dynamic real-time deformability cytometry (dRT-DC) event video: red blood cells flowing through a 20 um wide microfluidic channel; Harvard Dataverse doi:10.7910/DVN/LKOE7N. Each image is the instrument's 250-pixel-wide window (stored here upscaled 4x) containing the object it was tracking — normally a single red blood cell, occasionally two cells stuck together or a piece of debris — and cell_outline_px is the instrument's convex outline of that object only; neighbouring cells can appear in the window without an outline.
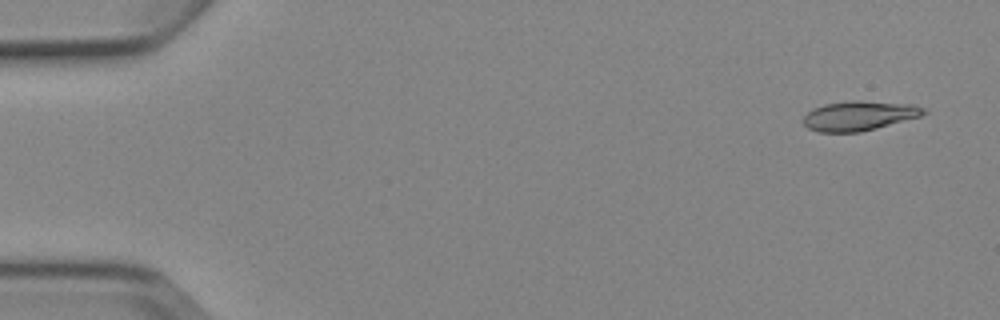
{"species": "Egyptian fruit bat (a non-hibernating species)", "species_latin": "Rousettus aegyptiacus", "temperature_condition": "cold", "stored_images_in_passage": 6, "camera_frame_rate_fps": 3000, "um_per_image_px": 0.085, "animal": {"sex": "female"}, "frame": {"image": 1, "passage_image": 1, "time_ms": 0.0, "image_size_px": [1000, 320], "cell_outline_px": [[928, 112], [920, 116], [876, 128], [860, 132], [820, 132], [808, 128], [804, 124], [804, 116], [812, 108], [824, 104], [852, 100], [860, 100], [912, 104], [928, 108]], "centroid_in_image_um": [73.05, 9.82], "position_along_channel_um": 12.0, "area_um2": 20.81}}
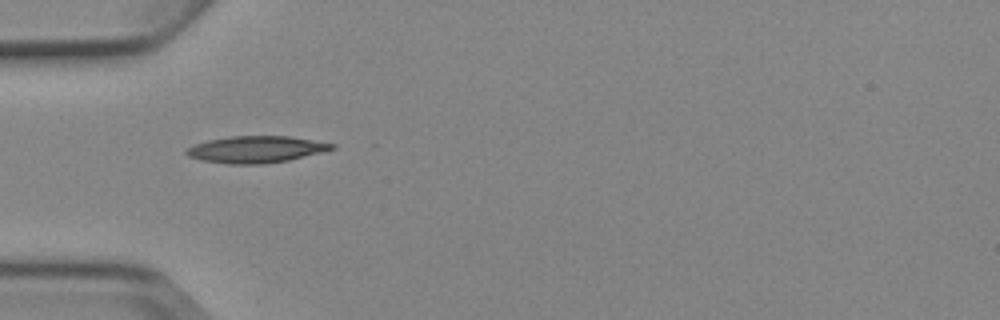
{"frame": {"image": 2, "passage_image": 5, "time_ms": 4.667, "image_size_px": [1000, 320], "cell_outline_px": [[336, 148], [288, 160], [264, 164], [228, 164], [200, 160], [188, 156], [184, 152], [188, 148], [196, 144], [208, 140], [228, 136], [288, 136], [336, 144]], "centroid_in_image_um": [21.73, 12.7], "position_along_channel_um": 63.3, "area_um2": 22.54}}
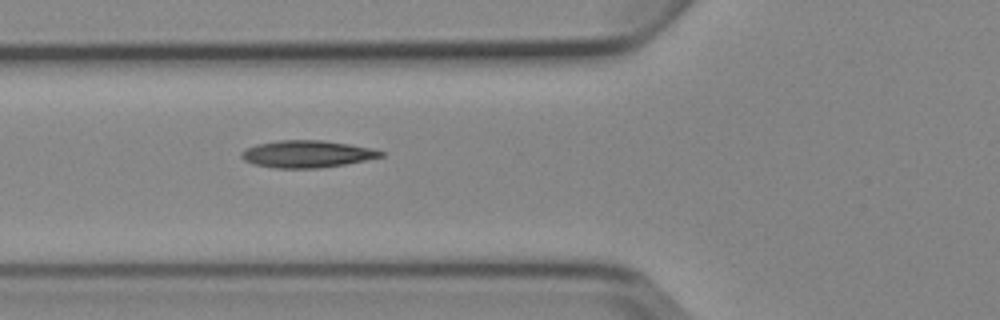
{"frame": {"image": 3, "passage_image": 6, "time_ms": 5.667, "image_size_px": [1000, 320], "cell_outline_px": [[384, 156], [344, 164], [320, 168], [276, 168], [252, 164], [244, 160], [240, 156], [240, 152], [256, 144], [280, 140], [320, 140], [348, 144], [372, 148], [384, 152]], "centroid_in_image_um": [26.06, 13.09], "position_along_channel_um": 99.7, "area_um2": 21.91}}